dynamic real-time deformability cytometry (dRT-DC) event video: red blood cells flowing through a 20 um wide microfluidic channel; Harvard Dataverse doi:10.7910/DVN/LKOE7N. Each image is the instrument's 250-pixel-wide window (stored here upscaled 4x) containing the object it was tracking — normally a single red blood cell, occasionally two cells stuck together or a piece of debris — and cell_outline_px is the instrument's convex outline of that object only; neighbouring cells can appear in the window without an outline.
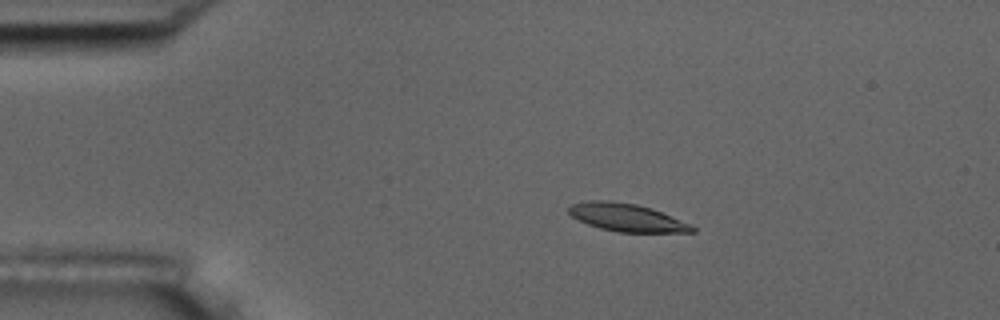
{"species": "common noctule bat (a hibernating species)", "species_latin": "Nyctalus noctula", "temperature_condition": "room temperature", "stored_images_in_passage": 6, "camera_frame_rate_fps": 3000, "um_per_image_px": 0.085, "animal": {"sex": "male", "body_mass_g": 17.5, "forearm_length_mm": 52.3}, "frame": {"image": 1, "passage_image": 3, "time_ms": 2.333, "image_size_px": [1000, 320], "cell_outline_px": [[696, 232], [616, 232], [600, 228], [588, 224], [572, 216], [568, 212], [568, 208], [572, 204], [588, 200], [608, 200], [636, 204], [652, 208], [692, 224], [696, 228]], "centroid_in_image_um": [53.3, 18.48], "position_along_channel_um": 31.7, "area_um2": 20.06}}
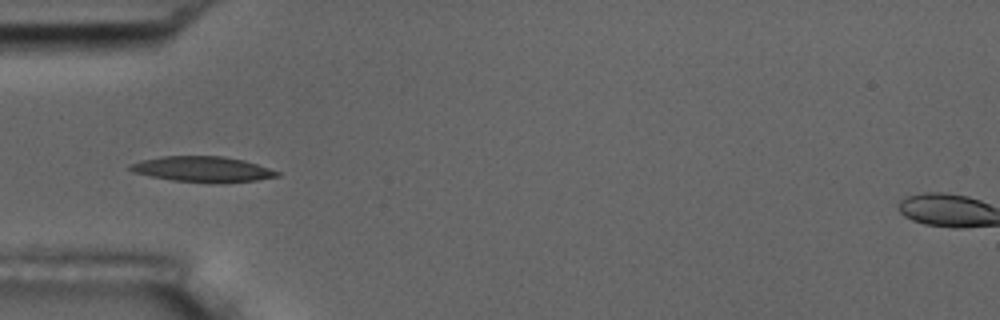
{"frame": {"image": 2, "passage_image": 5, "time_ms": 4.667, "image_size_px": [1000, 320], "cell_outline_px": [[280, 176], [256, 180], [224, 184], [208, 184], [172, 180], [132, 172], [128, 168], [128, 164], [140, 160], [160, 156], [224, 156], [244, 160], [280, 172]], "centroid_in_image_um": [17.21, 14.4], "position_along_channel_um": 67.8, "area_um2": 22.31}}